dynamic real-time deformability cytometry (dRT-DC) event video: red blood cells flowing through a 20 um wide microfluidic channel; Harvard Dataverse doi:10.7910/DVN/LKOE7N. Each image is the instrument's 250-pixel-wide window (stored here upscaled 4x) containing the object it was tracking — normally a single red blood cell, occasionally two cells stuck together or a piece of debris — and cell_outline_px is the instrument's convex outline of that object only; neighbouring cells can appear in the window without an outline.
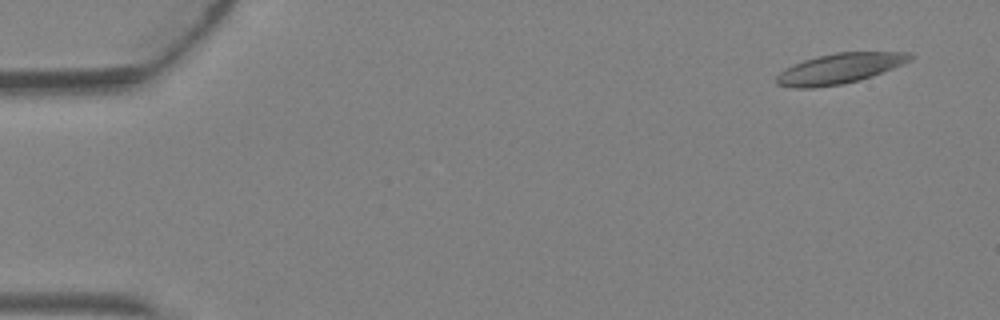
{"species": "Egyptian fruit bat (a non-hibernating species)", "species_latin": "Rousettus aegyptiacus", "temperature_condition": "warm", "stored_images_in_passage": 4, "camera_frame_rate_fps": 3000, "um_per_image_px": 0.085, "animal": {"sex": "female"}, "frame": {"image": 1, "passage_image": 1, "time_ms": 0.0, "image_size_px": [1000, 320], "cell_outline_px": [[916, 56], [912, 60], [904, 64], [872, 76], [860, 80], [840, 84], [812, 88], [796, 88], [776, 84], [776, 76], [780, 72], [804, 60], [836, 52], [912, 52]], "centroid_in_image_um": [71.44, 5.82], "position_along_channel_um": 13.6, "area_um2": 23.41}}
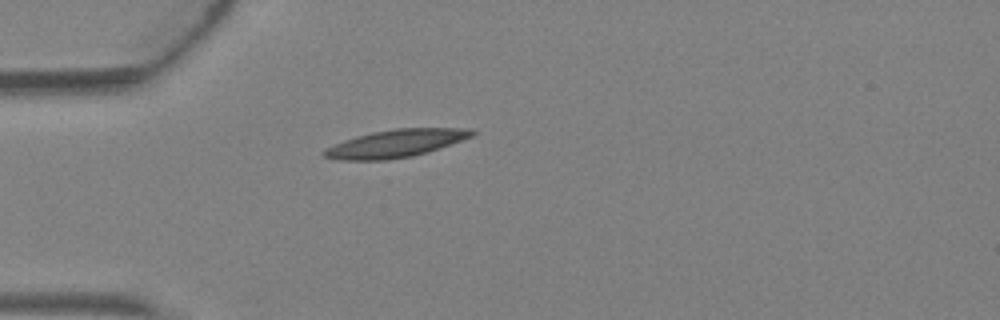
{"frame": {"image": 2, "passage_image": 4, "time_ms": 1.0, "image_size_px": [1000, 320], "cell_outline_px": [[476, 132], [472, 136], [428, 152], [412, 156], [384, 160], [340, 160], [324, 156], [320, 152], [344, 140], [356, 136], [372, 132], [396, 128], [472, 128]], "centroid_in_image_um": [33.65, 12.19], "position_along_channel_um": 51.4, "area_um2": 23.64}}